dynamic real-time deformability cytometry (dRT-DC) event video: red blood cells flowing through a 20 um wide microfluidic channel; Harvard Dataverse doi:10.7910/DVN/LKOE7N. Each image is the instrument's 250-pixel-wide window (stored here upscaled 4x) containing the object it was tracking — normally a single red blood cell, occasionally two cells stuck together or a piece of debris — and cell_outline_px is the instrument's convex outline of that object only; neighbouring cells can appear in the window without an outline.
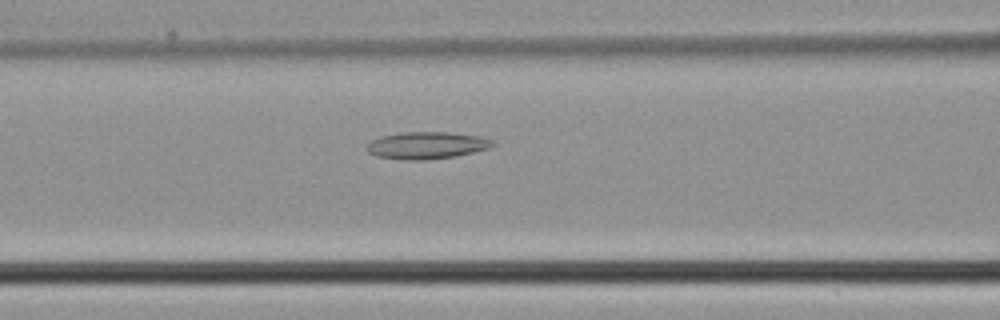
{"species": "common noctule bat (a hibernating species)", "species_latin": "Nyctalus noctula", "temperature_condition": "cold", "stored_images_in_passage": 17, "camera_frame_rate_fps": 3000, "um_per_image_px": 0.085, "animal": {"sex": "male", "body_mass_g": 21.5, "forearm_length_mm": 52.0}, "frame": {"image": 1, "passage_image": 10, "time_ms": 3.0, "image_size_px": [1000, 320], "cell_outline_px": [[496, 144], [488, 148], [456, 156], [424, 160], [404, 160], [376, 156], [368, 152], [364, 148], [372, 140], [380, 136], [404, 132], [448, 132], [480, 136], [496, 140]], "centroid_in_image_um": [36.27, 12.35], "position_along_channel_um": 130.3, "area_um2": 20.0}}
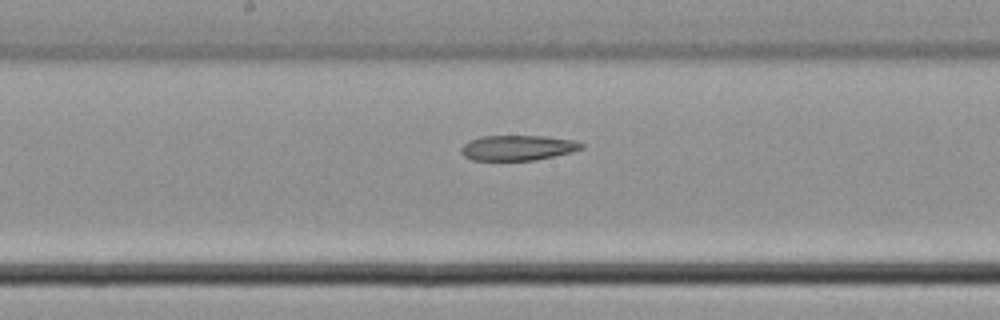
{"frame": {"image": 2, "passage_image": 15, "time_ms": 4.667, "image_size_px": [1000, 320], "cell_outline_px": [[584, 148], [572, 152], [536, 160], [472, 160], [464, 156], [460, 152], [460, 148], [464, 144], [472, 140], [484, 136], [544, 136], [576, 140], [584, 144]], "centroid_in_image_um": [44.04, 12.56], "position_along_channel_um": 204.2, "area_um2": 17.69}}